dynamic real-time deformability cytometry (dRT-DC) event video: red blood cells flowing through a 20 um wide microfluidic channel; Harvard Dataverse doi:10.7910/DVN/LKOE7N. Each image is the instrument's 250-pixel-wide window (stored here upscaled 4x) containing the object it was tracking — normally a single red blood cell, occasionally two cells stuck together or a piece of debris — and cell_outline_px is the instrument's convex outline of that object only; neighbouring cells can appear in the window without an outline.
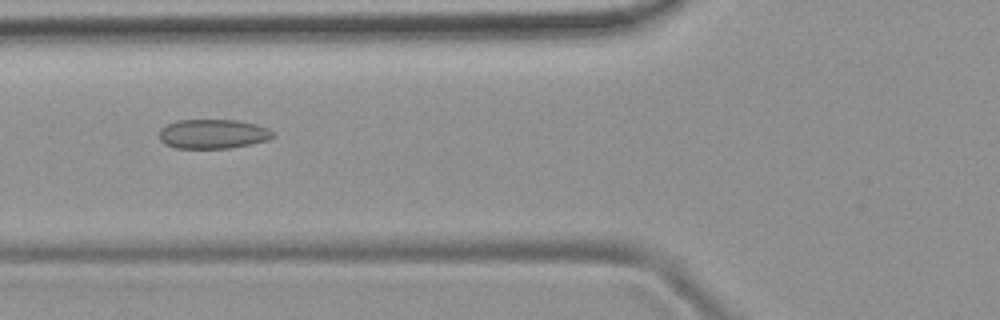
{"species": "common noctule bat (a hibernating species)", "species_latin": "Nyctalus noctula", "temperature_condition": "room temperature", "stored_images_in_passage": 40, "camera_frame_rate_fps": 3000, "um_per_image_px": 0.085, "animal": {"sex": "female", "body_mass_g": 19.9}, "frame": {"image": 1, "passage_image": 8, "time_ms": 2.333, "image_size_px": [1000, 320], "cell_outline_px": [[276, 136], [268, 140], [228, 148], [176, 148], [164, 144], [160, 140], [160, 128], [176, 120], [236, 120], [256, 124], [268, 128], [276, 132]], "centroid_in_image_um": [18.12, 11.38], "position_along_channel_um": 107.7, "area_um2": 19.54}}
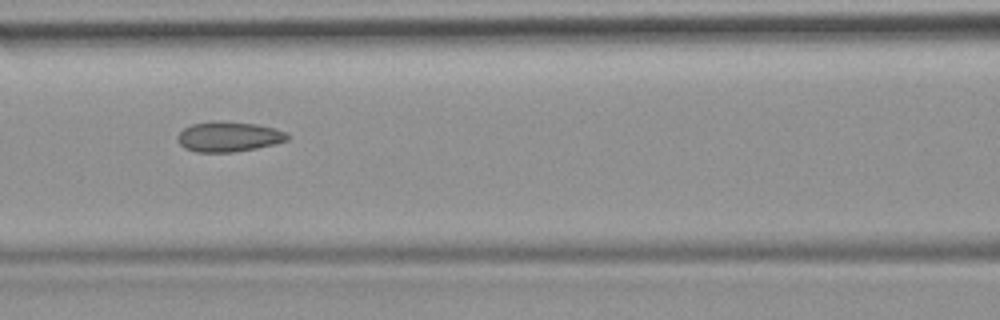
{"frame": {"image": 2, "passage_image": 11, "time_ms": 3.333, "image_size_px": [1000, 320], "cell_outline_px": [[288, 140], [276, 144], [236, 152], [196, 152], [184, 148], [176, 140], [176, 136], [184, 128], [192, 124], [212, 120], [256, 124], [276, 128], [288, 132]], "centroid_in_image_um": [19.43, 11.61], "position_along_channel_um": 147.2, "area_um2": 19.54}}
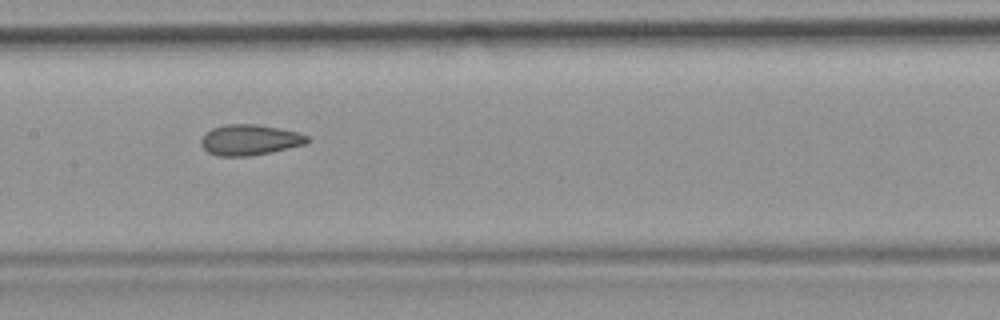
{"frame": {"image": 3, "passage_image": 14, "time_ms": 4.333, "image_size_px": [1000, 320], "cell_outline_px": [[312, 140], [304, 144], [272, 152], [248, 156], [220, 156], [208, 152], [200, 144], [200, 140], [212, 128], [224, 124], [252, 124], [276, 128], [296, 132], [308, 136]], "centroid_in_image_um": [21.22, 11.9], "position_along_channel_um": 186.2, "area_um2": 18.73}, "authors_computed_cell_mechanics": {"area_um2": 19.0451, "velocity_mm_per_s": 3.9106, "shape_relaxation_time_tau1_ms": null, "shape_relaxation_time_tau2_ms": 2.1749, "deformation_change_tau1": null, "deformation_change_tau2": 0.0749}}